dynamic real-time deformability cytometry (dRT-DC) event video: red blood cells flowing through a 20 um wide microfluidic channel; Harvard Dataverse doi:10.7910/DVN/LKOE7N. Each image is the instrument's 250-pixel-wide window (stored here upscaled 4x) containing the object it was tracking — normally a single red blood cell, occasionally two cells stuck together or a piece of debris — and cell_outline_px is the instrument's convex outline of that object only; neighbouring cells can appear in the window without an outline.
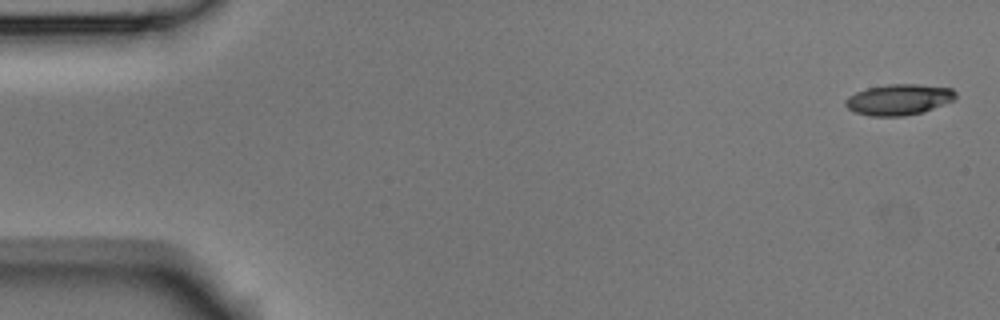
{"species": "Egyptian fruit bat (a non-hibernating species)", "species_latin": "Rousettus aegyptiacus", "temperature_condition": "room temperature", "stored_images_in_passage": 6, "segment_of_instrument_passage": [1, 2], "camera_frame_rate_fps": 3000, "um_per_image_px": 0.085, "animal": {"sex": "male"}, "frame": {"image": 1, "passage_image": 1, "time_ms": 0.0, "image_size_px": [1000, 320], "cell_outline_px": [[956, 96], [952, 100], [924, 112], [904, 116], [868, 116], [856, 112], [848, 108], [844, 104], [844, 100], [848, 96], [856, 92], [868, 88], [888, 84], [916, 84], [952, 88], [956, 92]], "centroid_in_image_um": [76.37, 8.46], "position_along_channel_um": 8.6, "area_um2": 19.77}}
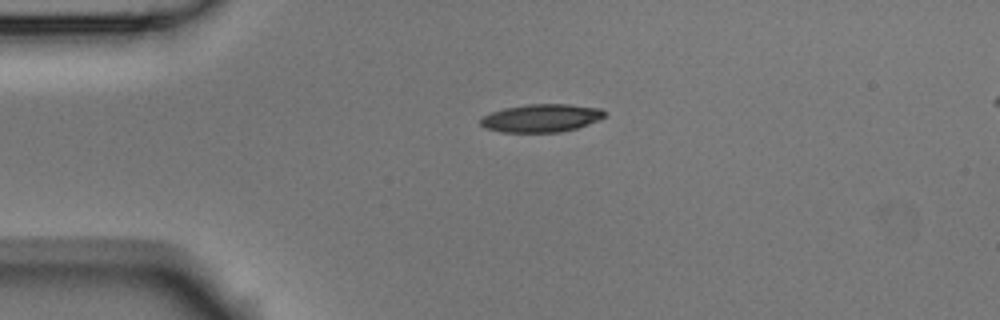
{"frame": {"image": 2, "passage_image": 4, "time_ms": 1.0, "image_size_px": [1000, 320], "cell_outline_px": [[604, 116], [600, 120], [576, 128], [560, 132], [500, 132], [484, 128], [480, 124], [480, 120], [484, 116], [492, 112], [504, 108], [528, 104], [568, 104], [600, 108], [604, 112]], "centroid_in_image_um": [45.99, 10.04], "position_along_channel_um": 39.0, "area_um2": 20.17}}